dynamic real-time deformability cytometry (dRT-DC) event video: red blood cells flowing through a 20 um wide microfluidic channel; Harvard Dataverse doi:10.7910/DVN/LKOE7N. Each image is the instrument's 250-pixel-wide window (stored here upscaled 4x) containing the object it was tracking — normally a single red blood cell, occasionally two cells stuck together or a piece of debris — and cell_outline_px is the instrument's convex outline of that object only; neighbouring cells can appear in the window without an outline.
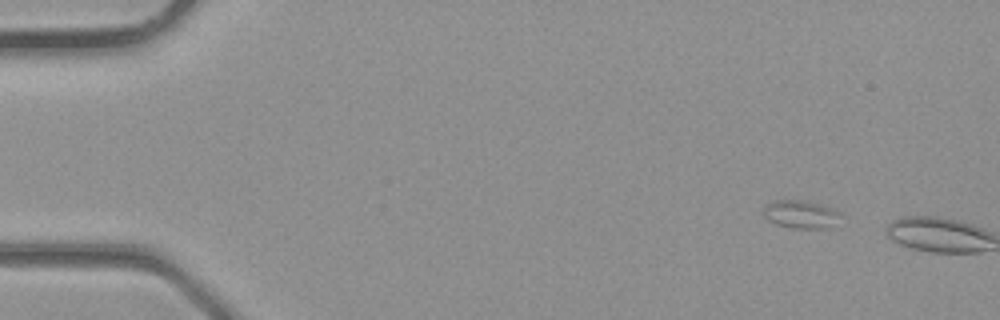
{"species": "common noctule bat (a hibernating species)", "species_latin": "Nyctalus noctula", "temperature_condition": "room temperature", "stored_images_in_passage": 2, "camera_frame_rate_fps": 3000, "um_per_image_px": 0.085, "animal": {"sex": "male", "body_mass_g": 23.1, "forearm_length_mm": 52.7}, "frame": {"image": 1, "passage_image": 1, "time_ms": 0.0, "image_size_px": [1000, 320], "cell_outline_px": [[840, 216], [832, 228], [796, 228], [776, 224], [768, 220], [764, 216], [764, 208], [768, 204], [776, 200], [804, 200], [820, 204], [832, 208], [840, 212]], "centroid_in_image_um": [68.09, 18.21], "position_along_channel_um": 16.9, "area_um2": 12.48}}